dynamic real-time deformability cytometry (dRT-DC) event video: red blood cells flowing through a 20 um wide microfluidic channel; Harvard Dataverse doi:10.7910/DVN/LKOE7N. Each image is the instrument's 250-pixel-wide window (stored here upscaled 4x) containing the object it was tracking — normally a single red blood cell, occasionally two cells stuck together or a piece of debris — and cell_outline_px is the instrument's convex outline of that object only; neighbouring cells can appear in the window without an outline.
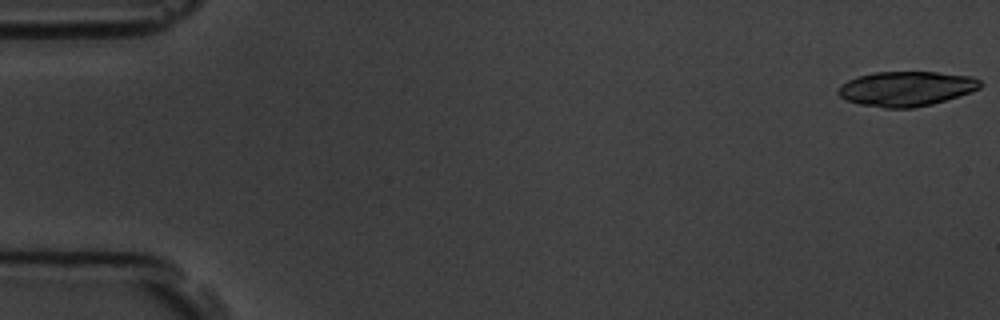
{"species": "common noctule bat (a hibernating species)", "species_latin": "Nyctalus noctula", "temperature_condition": "room temperature", "stored_images_in_passage": 5, "camera_frame_rate_fps": 3000, "um_per_image_px": 0.085, "animal": {"sex": "male", "body_mass_g": 19.5, "forearm_length_mm": 54.6}, "frame": {"image": 1, "passage_image": 1, "time_ms": 0.0, "image_size_px": [1000, 320], "cell_outline_px": [[984, 84], [980, 88], [972, 92], [932, 104], [912, 108], [884, 108], [860, 104], [844, 100], [836, 92], [840, 84], [848, 80], [860, 76], [876, 72], [936, 72], [972, 76], [980, 80]], "centroid_in_image_um": [77.04, 7.54], "position_along_channel_um": 8.0, "area_um2": 28.96}}